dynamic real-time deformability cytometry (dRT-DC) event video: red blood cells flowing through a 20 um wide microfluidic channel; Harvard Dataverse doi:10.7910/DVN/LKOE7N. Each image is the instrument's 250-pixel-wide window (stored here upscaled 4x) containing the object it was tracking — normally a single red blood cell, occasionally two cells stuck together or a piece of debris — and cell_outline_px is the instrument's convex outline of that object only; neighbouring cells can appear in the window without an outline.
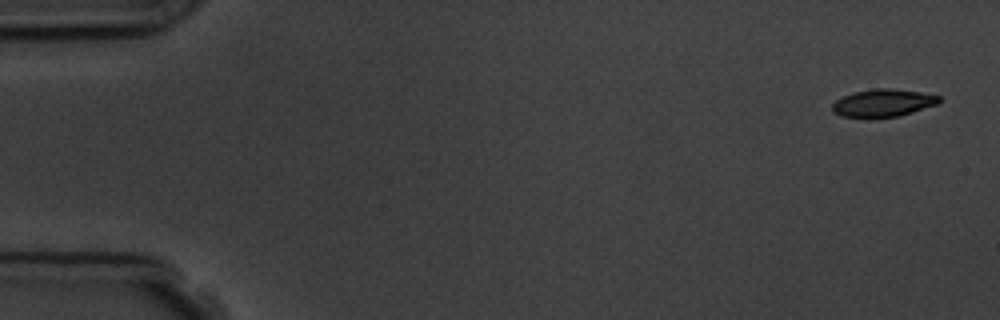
{"species": "common noctule bat (a hibernating species)", "species_latin": "Nyctalus noctula", "temperature_condition": "room temperature", "stored_images_in_passage": 15, "camera_frame_rate_fps": 3000, "um_per_image_px": 0.085, "animal": {"sex": "male", "body_mass_g": 19.5, "forearm_length_mm": 54.6}, "frame": {"image": 1, "passage_image": 1, "time_ms": 0.0, "image_size_px": [1000, 320], "cell_outline_px": [[944, 100], [940, 104], [912, 112], [896, 116], [868, 120], [840, 116], [832, 112], [832, 104], [836, 100], [852, 92], [876, 88], [888, 88], [920, 92], [940, 96]], "centroid_in_image_um": [75.05, 8.78], "position_along_channel_um": 10.0, "area_um2": 17.8}}
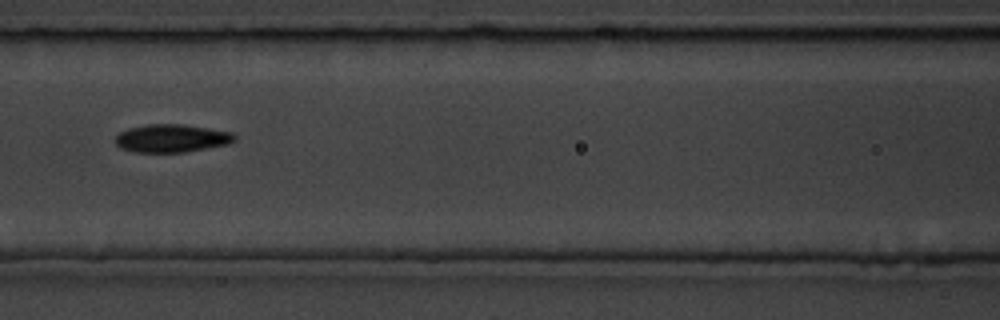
{"frame": {"image": 2, "passage_image": 7, "time_ms": 7.333, "image_size_px": [1000, 320], "cell_outline_px": [[236, 140], [228, 144], [184, 152], [136, 152], [120, 148], [116, 144], [116, 136], [120, 132], [128, 128], [148, 124], [184, 124], [232, 132], [236, 136]], "centroid_in_image_um": [14.59, 11.75], "position_along_channel_um": 152.0, "area_um2": 19.42}}
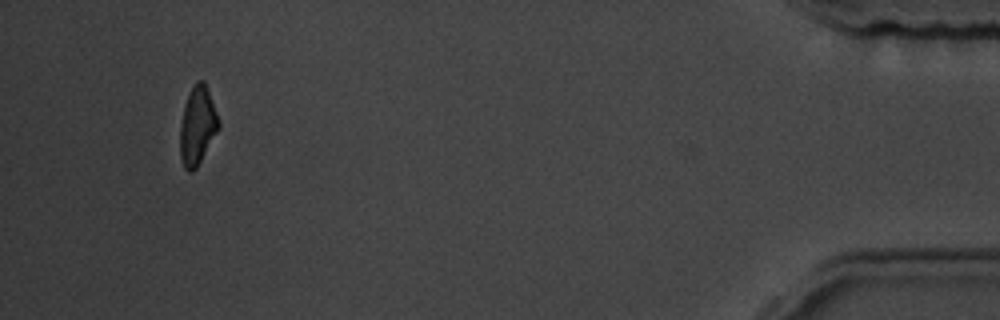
{"frame": {"image": 3, "passage_image": 15, "time_ms": 16.333, "image_size_px": [1000, 320], "cell_outline_px": [[220, 124], [216, 132], [196, 168], [192, 172], [188, 172], [184, 168], [180, 160], [180, 124], [184, 104], [196, 80], [204, 80], [220, 120]], "centroid_in_image_um": [16.76, 10.68], "position_along_channel_um": 418.4, "area_um2": 17.46}, "authors_computed_cell_mechanics": {"area_um2": 18.0914, "velocity_mm_per_s": 3.7807, "shape_relaxation_time_tau1_ms": 2.8275, "shape_relaxation_time_tau2_ms": null, "deformation_change_tau1": 0.0857, "deformation_change_tau2": null}}